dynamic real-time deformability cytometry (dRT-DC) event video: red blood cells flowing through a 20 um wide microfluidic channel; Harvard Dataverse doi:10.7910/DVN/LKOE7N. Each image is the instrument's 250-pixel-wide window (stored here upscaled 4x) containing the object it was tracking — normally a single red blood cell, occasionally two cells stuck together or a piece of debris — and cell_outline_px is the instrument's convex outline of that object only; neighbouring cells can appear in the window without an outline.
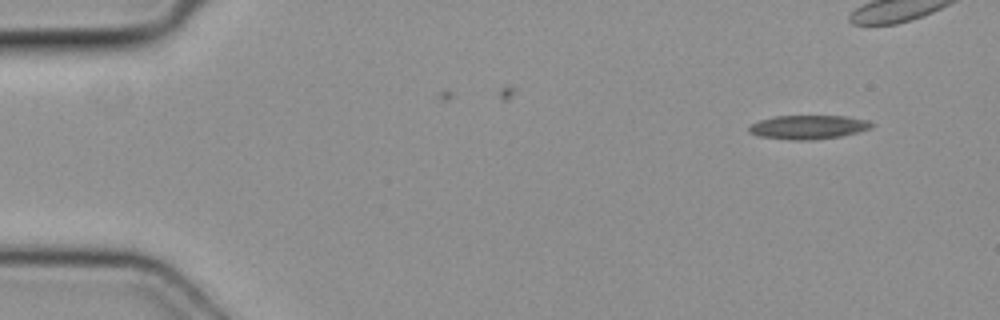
{"species": "common noctule bat (a hibernating species)", "species_latin": "Nyctalus noctula", "temperature_condition": "cold", "stored_images_in_passage": 4, "camera_frame_rate_fps": 3000, "um_per_image_px": 0.085, "animal": {"sex": "female", "body_mass_g": 19.3, "forearm_length_mm": 54.1}, "frame": {"image": 1, "passage_image": 1, "time_ms": 0.0, "image_size_px": [1000, 320], "cell_outline_px": [[872, 128], [840, 136], [812, 140], [792, 140], [760, 136], [748, 132], [748, 128], [752, 124], [760, 120], [776, 116], [848, 116], [868, 120], [872, 124]], "centroid_in_image_um": [68.7, 10.8], "position_along_channel_um": 16.3, "area_um2": 16.94}}